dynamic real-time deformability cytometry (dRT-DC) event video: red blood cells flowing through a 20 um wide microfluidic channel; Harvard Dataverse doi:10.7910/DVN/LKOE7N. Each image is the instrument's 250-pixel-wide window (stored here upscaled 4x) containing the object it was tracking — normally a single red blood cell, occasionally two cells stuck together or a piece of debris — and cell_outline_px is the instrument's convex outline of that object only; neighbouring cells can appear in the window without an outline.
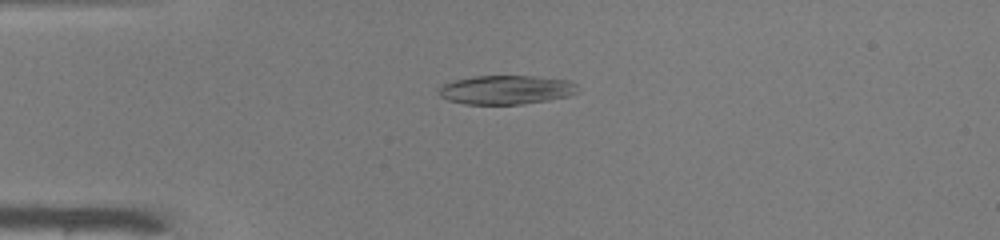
{"species": "common noctule bat (a hibernating species)", "species_latin": "Nyctalus noctula", "temperature_condition": "warm", "stored_images_in_passage": 40, "camera_frame_rate_fps": 3000, "um_per_image_px": 0.085, "animal": {"sex": "male", "body_mass_g": 19.0, "forearm_length_mm": 50.8}, "frame": {"image": 1, "passage_image": 4, "time_ms": 1.0, "image_size_px": [1000, 240], "cell_outline_px": [[580, 92], [568, 96], [548, 100], [524, 104], [464, 104], [448, 100], [440, 96], [436, 92], [444, 84], [452, 80], [476, 76], [532, 76], [568, 80], [576, 84]], "centroid_in_image_um": [43.02, 7.63], "position_along_channel_um": 42.0, "area_um2": 23.58}}
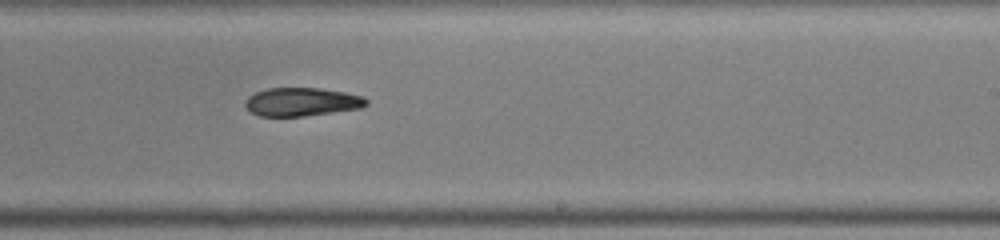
{"frame": {"image": 2, "passage_image": 22, "time_ms": 7.0, "image_size_px": [1000, 240], "cell_outline_px": [[368, 104], [360, 108], [304, 116], [260, 116], [252, 112], [244, 104], [244, 100], [248, 96], [256, 92], [268, 88], [320, 88], [344, 92], [364, 96], [368, 100]], "centroid_in_image_um": [25.65, 8.65], "position_along_channel_um": 263.3, "area_um2": 20.0}}
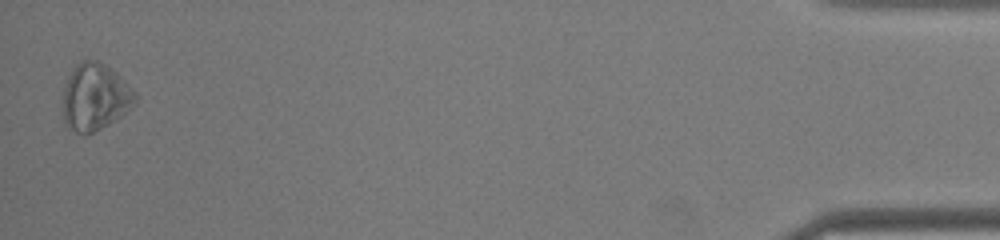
{"frame": {"image": 3, "passage_image": 40, "time_ms": 13.0, "image_size_px": [1000, 240], "cell_outline_px": [[136, 104], [116, 120], [84, 136], [76, 132], [64, 124], [64, 88], [68, 76], [76, 64], [80, 60], [96, 60], [104, 64], [116, 72], [136, 92]], "centroid_in_image_um": [8.09, 8.25], "position_along_channel_um": 427.1, "area_um2": 28.15}, "authors_computed_cell_mechanics": {"area_um2": 20.9236, "velocity_mm_per_s": 4.1495, "shape_relaxation_time_tau1_ms": 4.1009, "shape_relaxation_time_tau2_ms": null, "deformation_change_tau1": 0.141, "deformation_change_tau2": null}}